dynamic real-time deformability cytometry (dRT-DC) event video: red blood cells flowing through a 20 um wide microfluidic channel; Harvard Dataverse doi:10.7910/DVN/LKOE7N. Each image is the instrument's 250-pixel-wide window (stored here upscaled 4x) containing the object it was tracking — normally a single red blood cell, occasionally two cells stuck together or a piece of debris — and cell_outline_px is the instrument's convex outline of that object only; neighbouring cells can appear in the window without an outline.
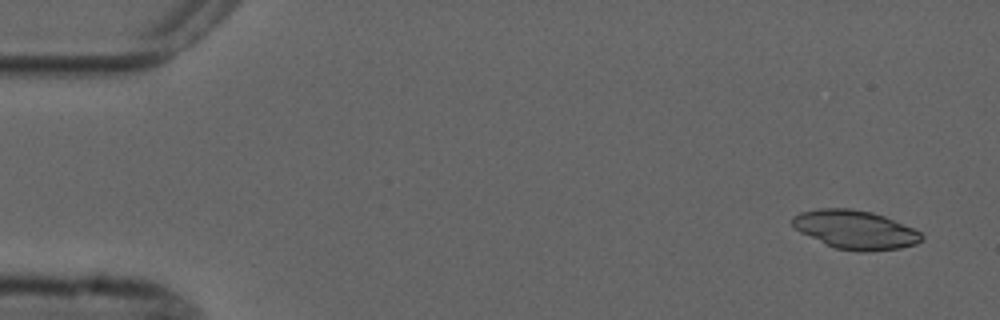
{"species": "common noctule bat (a hibernating species)", "species_latin": "Nyctalus noctula", "temperature_condition": "cold", "stored_images_in_passage": 4, "camera_frame_rate_fps": 3000, "um_per_image_px": 0.085, "animal": {"sex": "male", "forearm_length_mm": 52.5}, "frame": {"image": 1, "passage_image": 1, "time_ms": 0.0, "image_size_px": [1000, 320], "cell_outline_px": [[924, 240], [916, 244], [900, 248], [868, 252], [856, 252], [836, 248], [824, 244], [800, 232], [792, 224], [792, 216], [800, 212], [820, 208], [848, 208], [872, 212], [884, 216], [912, 228], [920, 232], [924, 236]], "centroid_in_image_um": [72.69, 19.53], "position_along_channel_um": 12.3, "area_um2": 29.25}}